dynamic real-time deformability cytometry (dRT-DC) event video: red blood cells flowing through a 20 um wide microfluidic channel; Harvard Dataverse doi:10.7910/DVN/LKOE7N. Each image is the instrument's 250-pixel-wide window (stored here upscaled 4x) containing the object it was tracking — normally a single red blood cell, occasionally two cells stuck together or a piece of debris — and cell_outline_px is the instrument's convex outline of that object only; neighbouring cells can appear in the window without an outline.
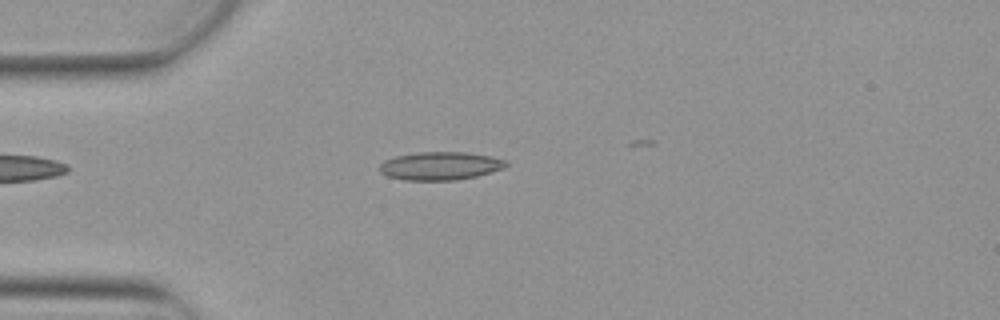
{"species": "Egyptian fruit bat (a non-hibernating species)", "species_latin": "Rousettus aegyptiacus", "temperature_condition": "warm", "stored_images_in_passage": 3, "camera_frame_rate_fps": 3000, "um_per_image_px": 0.085, "animal": {"sex": "female"}, "frame": {"image": 1, "passage_image": 2, "time_ms": 0.333, "image_size_px": [1000, 320], "cell_outline_px": [[508, 164], [504, 168], [476, 176], [456, 180], [404, 180], [388, 176], [380, 172], [380, 164], [384, 160], [396, 156], [420, 152], [468, 152], [492, 156], [508, 160]], "centroid_in_image_um": [37.45, 14.09], "position_along_channel_um": 47.6, "area_um2": 20.81}}